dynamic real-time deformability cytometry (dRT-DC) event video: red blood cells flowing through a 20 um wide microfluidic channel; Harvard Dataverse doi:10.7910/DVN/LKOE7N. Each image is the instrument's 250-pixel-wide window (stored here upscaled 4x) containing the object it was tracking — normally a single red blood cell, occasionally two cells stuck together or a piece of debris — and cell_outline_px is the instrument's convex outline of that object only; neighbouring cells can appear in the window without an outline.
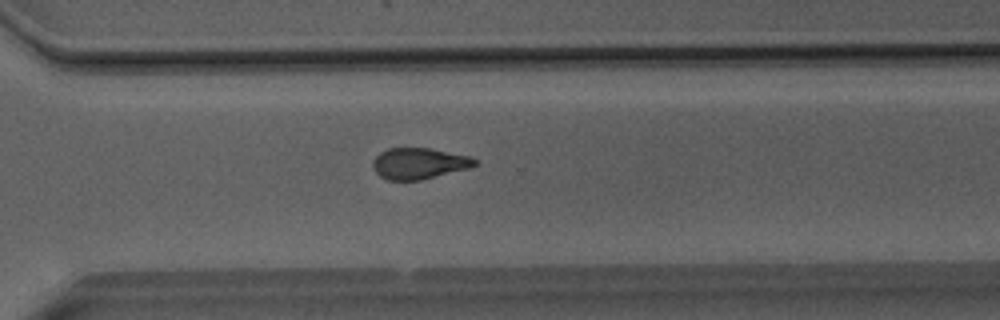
{"species": "Egyptian fruit bat (a non-hibernating species)", "species_latin": "Rousettus aegyptiacus", "temperature_condition": "room temperature", "stored_images_in_passage": 41, "camera_frame_rate_fps": 3000, "um_per_image_px": 0.085, "animal": {"sex": "male"}, "frame": {"image": 1, "passage_image": 27, "time_ms": 8.667, "image_size_px": [1000, 320], "cell_outline_px": [[476, 164], [472, 168], [420, 180], [388, 180], [380, 176], [372, 168], [372, 164], [376, 156], [380, 152], [388, 148], [428, 148], [472, 156], [476, 160]], "centroid_in_image_um": [35.63, 13.89], "position_along_channel_um": 335.0, "area_um2": 18.61}}
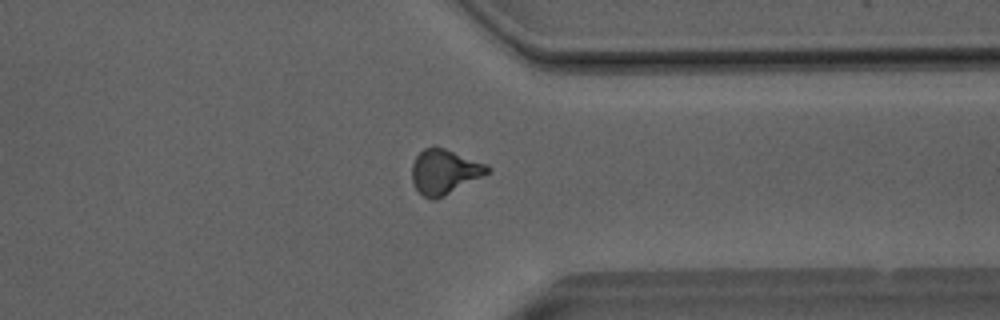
{"frame": {"image": 2, "passage_image": 30, "time_ms": 9.667, "image_size_px": [1000, 320], "cell_outline_px": [[492, 168], [484, 176], [436, 200], [432, 200], [424, 196], [416, 188], [412, 180], [412, 164], [416, 156], [424, 148], [432, 144], [444, 148], [488, 164]], "centroid_in_image_um": [37.79, 14.58], "position_along_channel_um": 373.6, "area_um2": 19.88}}
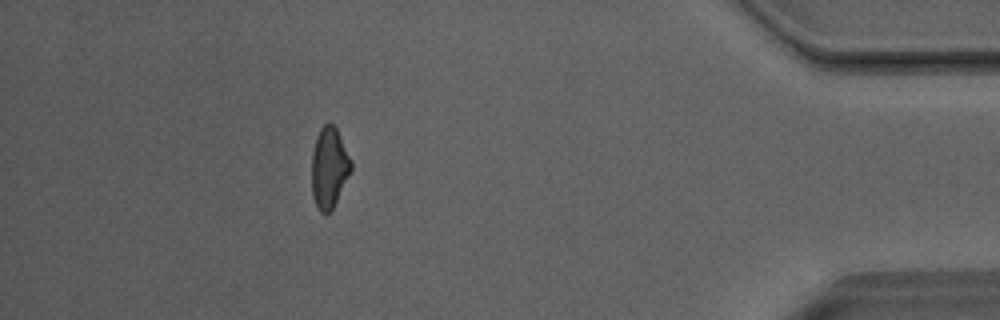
{"frame": {"image": 3, "passage_image": 36, "time_ms": 11.667, "image_size_px": [1000, 320], "cell_outline_px": [[352, 168], [332, 208], [328, 212], [320, 212], [312, 196], [312, 152], [316, 136], [320, 128], [328, 120], [336, 128], [352, 160]], "centroid_in_image_um": [27.96, 14.19], "position_along_channel_um": 407.2, "area_um2": 18.32}, "authors_computed_cell_mechanics": {"area_um2": 19.4208, "velocity_mm_per_s": 4.0763, "shape_relaxation_time_tau1_ms": null, "shape_relaxation_time_tau2_ms": 2.2549, "deformation_change_tau1": null, "deformation_change_tau2": 0.1014}}